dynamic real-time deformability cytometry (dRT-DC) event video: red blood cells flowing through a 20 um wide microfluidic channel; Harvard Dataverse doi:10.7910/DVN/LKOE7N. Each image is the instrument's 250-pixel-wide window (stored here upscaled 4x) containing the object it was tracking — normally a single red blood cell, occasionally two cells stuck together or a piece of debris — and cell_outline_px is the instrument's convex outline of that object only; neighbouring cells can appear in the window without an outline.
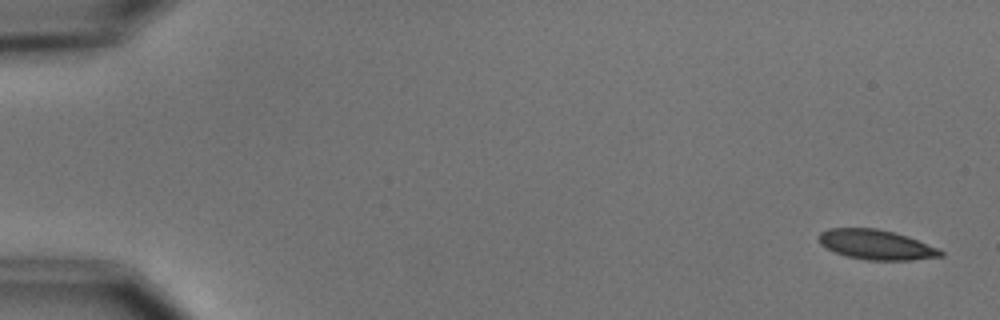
{"species": "common noctule bat (a hibernating species)", "species_latin": "Nyctalus noctula", "temperature_condition": "cold", "stored_images_in_passage": 6, "camera_frame_rate_fps": 3000, "um_per_image_px": 0.085, "animal": {"sex": "male", "body_mass_g": 15.6}, "frame": {"image": 1, "passage_image": 1, "time_ms": 0.0, "image_size_px": [1000, 320], "cell_outline_px": [[944, 256], [912, 260], [868, 260], [848, 256], [836, 252], [820, 244], [820, 232], [828, 228], [876, 228], [908, 236], [940, 248], [944, 252]], "centroid_in_image_um": [74.54, 20.79], "position_along_channel_um": 10.5, "area_um2": 21.1}}
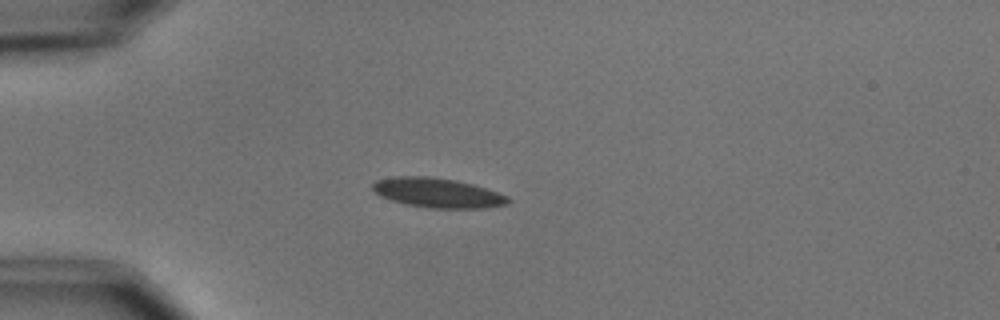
{"frame": {"image": 2, "passage_image": 4, "time_ms": 4.333, "image_size_px": [1000, 320], "cell_outline_px": [[512, 200], [508, 204], [484, 208], [428, 208], [404, 204], [380, 196], [372, 188], [372, 184], [376, 180], [392, 176], [432, 176], [456, 180], [472, 184], [508, 196]], "centroid_in_image_um": [37.18, 16.39], "position_along_channel_um": 47.8, "area_um2": 23.47}}